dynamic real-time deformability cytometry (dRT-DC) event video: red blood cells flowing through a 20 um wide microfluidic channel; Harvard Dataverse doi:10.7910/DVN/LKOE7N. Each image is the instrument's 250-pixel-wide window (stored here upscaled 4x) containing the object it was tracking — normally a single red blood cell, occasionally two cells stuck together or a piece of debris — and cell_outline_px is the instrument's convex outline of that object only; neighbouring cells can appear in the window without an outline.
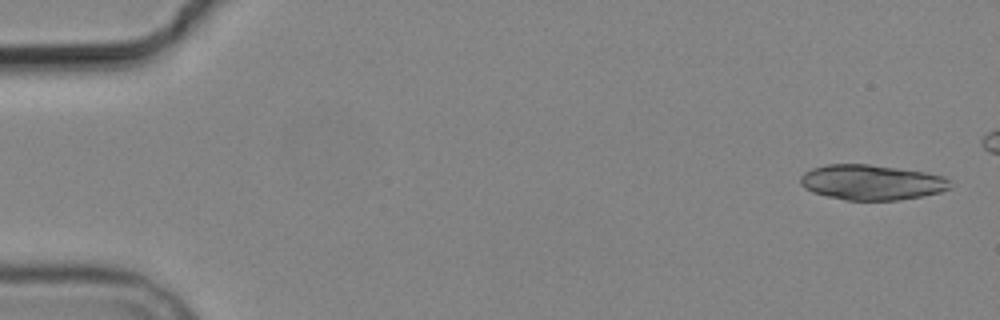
{"species": "common noctule bat (a hibernating species)", "species_latin": "Nyctalus noctula", "temperature_condition": "cold", "stored_images_in_passage": 7, "camera_frame_rate_fps": 3000, "um_per_image_px": 0.085, "animal": {"sex": "male", "body_mass_g": 19.2, "forearm_length_mm": 51.8}, "frame": {"image": 1, "passage_image": 1, "time_ms": 0.0, "image_size_px": [1000, 320], "cell_outline_px": [[952, 188], [940, 192], [924, 196], [900, 200], [844, 200], [812, 192], [804, 188], [800, 184], [800, 176], [804, 172], [812, 168], [828, 164], [868, 164], [928, 172], [944, 176], [948, 180]], "centroid_in_image_um": [74.09, 15.5], "position_along_channel_um": 10.9, "area_um2": 30.98}}
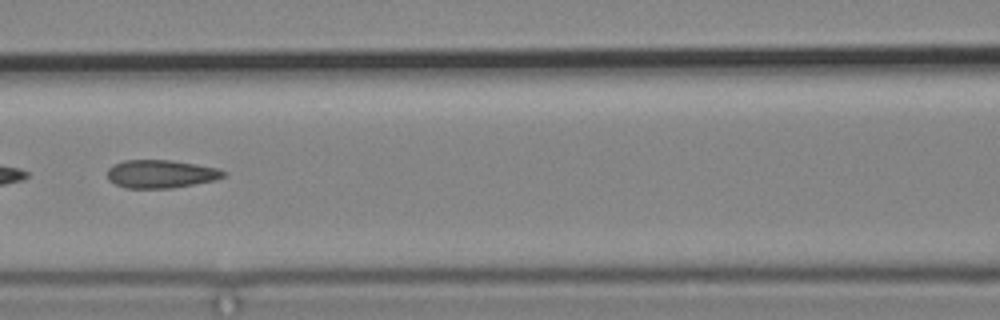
{"frame": {"image": 2, "passage_image": 7, "time_ms": 7.667, "image_size_px": [1000, 320], "cell_outline_px": [[228, 172], [224, 176], [216, 180], [172, 188], [124, 188], [108, 180], [108, 168], [112, 164], [124, 160], [172, 160], [196, 164], [216, 168]], "centroid_in_image_um": [13.66, 14.78], "position_along_channel_um": 152.9, "area_um2": 19.13}}